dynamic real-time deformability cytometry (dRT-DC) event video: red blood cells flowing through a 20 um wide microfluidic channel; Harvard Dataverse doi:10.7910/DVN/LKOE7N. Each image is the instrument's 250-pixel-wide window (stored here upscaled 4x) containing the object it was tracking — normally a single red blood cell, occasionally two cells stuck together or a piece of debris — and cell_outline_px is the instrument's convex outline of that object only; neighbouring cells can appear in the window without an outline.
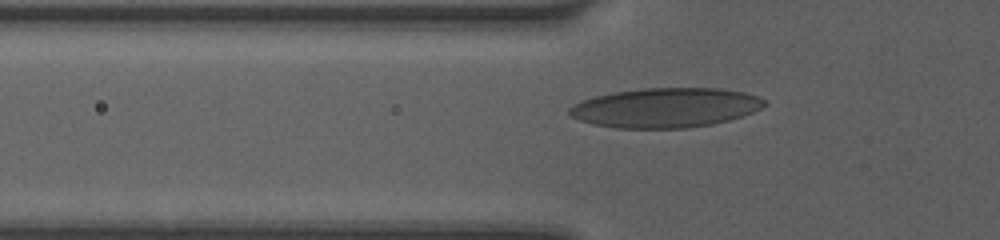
{"species": "human", "species_latin": "Homo sapiens", "temperature_condition": "room temperature", "stored_images_in_passage": 9, "camera_frame_rate_fps": 3000, "um_per_image_px": 0.085, "donor": {"sex": "female"}, "frame": {"image": 1, "passage_image": 8, "time_ms": 3.667, "image_size_px": [1000, 240], "cell_outline_px": [[768, 104], [752, 112], [728, 120], [712, 124], [688, 128], [616, 128], [592, 124], [580, 120], [572, 116], [568, 112], [568, 108], [572, 104], [580, 100], [612, 92], [640, 88], [716, 88], [744, 92], [760, 96]], "centroid_in_image_um": [56.54, 9.15], "position_along_channel_um": 69.3, "area_um2": 45.14}}